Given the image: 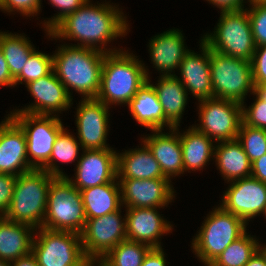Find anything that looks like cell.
I'll list each match as a JSON object with an SVG mask.
<instances>
[{
    "label": "cell",
    "mask_w": 266,
    "mask_h": 266,
    "mask_svg": "<svg viewBox=\"0 0 266 266\" xmlns=\"http://www.w3.org/2000/svg\"><path fill=\"white\" fill-rule=\"evenodd\" d=\"M93 5L88 0L74 13L67 15L50 32L49 38L77 40L73 46L88 47L104 53H113L121 49H107L108 42L127 35L128 21L118 6L107 3ZM99 45V46H98Z\"/></svg>",
    "instance_id": "1"
},
{
    "label": "cell",
    "mask_w": 266,
    "mask_h": 266,
    "mask_svg": "<svg viewBox=\"0 0 266 266\" xmlns=\"http://www.w3.org/2000/svg\"><path fill=\"white\" fill-rule=\"evenodd\" d=\"M105 54L96 49L70 44L58 47L53 54V71L70 97L72 89L83 95L82 99H96L101 86Z\"/></svg>",
    "instance_id": "2"
},
{
    "label": "cell",
    "mask_w": 266,
    "mask_h": 266,
    "mask_svg": "<svg viewBox=\"0 0 266 266\" xmlns=\"http://www.w3.org/2000/svg\"><path fill=\"white\" fill-rule=\"evenodd\" d=\"M148 69L126 50L106 53L101 73V86L96 97L106 106L129 104L148 82Z\"/></svg>",
    "instance_id": "3"
},
{
    "label": "cell",
    "mask_w": 266,
    "mask_h": 266,
    "mask_svg": "<svg viewBox=\"0 0 266 266\" xmlns=\"http://www.w3.org/2000/svg\"><path fill=\"white\" fill-rule=\"evenodd\" d=\"M55 178L37 169L17 176L10 207L4 217L35 229L41 228L46 215L49 187Z\"/></svg>",
    "instance_id": "4"
},
{
    "label": "cell",
    "mask_w": 266,
    "mask_h": 266,
    "mask_svg": "<svg viewBox=\"0 0 266 266\" xmlns=\"http://www.w3.org/2000/svg\"><path fill=\"white\" fill-rule=\"evenodd\" d=\"M247 225L238 216L218 206L204 219L191 247L198 259L209 266L229 244L246 232Z\"/></svg>",
    "instance_id": "5"
},
{
    "label": "cell",
    "mask_w": 266,
    "mask_h": 266,
    "mask_svg": "<svg viewBox=\"0 0 266 266\" xmlns=\"http://www.w3.org/2000/svg\"><path fill=\"white\" fill-rule=\"evenodd\" d=\"M86 220L79 192L66 177H56L49 187L42 227L81 234Z\"/></svg>",
    "instance_id": "6"
},
{
    "label": "cell",
    "mask_w": 266,
    "mask_h": 266,
    "mask_svg": "<svg viewBox=\"0 0 266 266\" xmlns=\"http://www.w3.org/2000/svg\"><path fill=\"white\" fill-rule=\"evenodd\" d=\"M214 33L202 40L218 53L250 61L256 49L247 10L221 12Z\"/></svg>",
    "instance_id": "7"
},
{
    "label": "cell",
    "mask_w": 266,
    "mask_h": 266,
    "mask_svg": "<svg viewBox=\"0 0 266 266\" xmlns=\"http://www.w3.org/2000/svg\"><path fill=\"white\" fill-rule=\"evenodd\" d=\"M213 97L244 104L246 95L254 93L251 62L210 49Z\"/></svg>",
    "instance_id": "8"
},
{
    "label": "cell",
    "mask_w": 266,
    "mask_h": 266,
    "mask_svg": "<svg viewBox=\"0 0 266 266\" xmlns=\"http://www.w3.org/2000/svg\"><path fill=\"white\" fill-rule=\"evenodd\" d=\"M10 117L25 134L30 167L42 170L50 160L53 144L58 134L64 129L60 118L55 115L24 112H10Z\"/></svg>",
    "instance_id": "9"
},
{
    "label": "cell",
    "mask_w": 266,
    "mask_h": 266,
    "mask_svg": "<svg viewBox=\"0 0 266 266\" xmlns=\"http://www.w3.org/2000/svg\"><path fill=\"white\" fill-rule=\"evenodd\" d=\"M38 231L31 253L39 266H75L85 257L80 234L43 227Z\"/></svg>",
    "instance_id": "10"
},
{
    "label": "cell",
    "mask_w": 266,
    "mask_h": 266,
    "mask_svg": "<svg viewBox=\"0 0 266 266\" xmlns=\"http://www.w3.org/2000/svg\"><path fill=\"white\" fill-rule=\"evenodd\" d=\"M199 102L198 126L193 127L215 142L238 137L242 122V104L233 100L210 98Z\"/></svg>",
    "instance_id": "11"
},
{
    "label": "cell",
    "mask_w": 266,
    "mask_h": 266,
    "mask_svg": "<svg viewBox=\"0 0 266 266\" xmlns=\"http://www.w3.org/2000/svg\"><path fill=\"white\" fill-rule=\"evenodd\" d=\"M121 208L101 217L87 219L81 232V243L85 256L102 259L112 248L126 240V216Z\"/></svg>",
    "instance_id": "12"
},
{
    "label": "cell",
    "mask_w": 266,
    "mask_h": 266,
    "mask_svg": "<svg viewBox=\"0 0 266 266\" xmlns=\"http://www.w3.org/2000/svg\"><path fill=\"white\" fill-rule=\"evenodd\" d=\"M220 206L247 224L266 207V183L253 177L230 181Z\"/></svg>",
    "instance_id": "13"
},
{
    "label": "cell",
    "mask_w": 266,
    "mask_h": 266,
    "mask_svg": "<svg viewBox=\"0 0 266 266\" xmlns=\"http://www.w3.org/2000/svg\"><path fill=\"white\" fill-rule=\"evenodd\" d=\"M76 112L78 141L83 150L112 149L107 145L109 106L97 99H82Z\"/></svg>",
    "instance_id": "14"
},
{
    "label": "cell",
    "mask_w": 266,
    "mask_h": 266,
    "mask_svg": "<svg viewBox=\"0 0 266 266\" xmlns=\"http://www.w3.org/2000/svg\"><path fill=\"white\" fill-rule=\"evenodd\" d=\"M75 180L66 176L77 192L117 180V153L114 149L84 150L77 160Z\"/></svg>",
    "instance_id": "15"
},
{
    "label": "cell",
    "mask_w": 266,
    "mask_h": 266,
    "mask_svg": "<svg viewBox=\"0 0 266 266\" xmlns=\"http://www.w3.org/2000/svg\"><path fill=\"white\" fill-rule=\"evenodd\" d=\"M122 207L164 208L175 198L171 179H117Z\"/></svg>",
    "instance_id": "16"
},
{
    "label": "cell",
    "mask_w": 266,
    "mask_h": 266,
    "mask_svg": "<svg viewBox=\"0 0 266 266\" xmlns=\"http://www.w3.org/2000/svg\"><path fill=\"white\" fill-rule=\"evenodd\" d=\"M35 104L31 103L22 109H15L10 112H24L37 115H52L60 111L68 110L73 104L66 87L52 70L48 75L26 84Z\"/></svg>",
    "instance_id": "17"
},
{
    "label": "cell",
    "mask_w": 266,
    "mask_h": 266,
    "mask_svg": "<svg viewBox=\"0 0 266 266\" xmlns=\"http://www.w3.org/2000/svg\"><path fill=\"white\" fill-rule=\"evenodd\" d=\"M1 122L0 173L19 176L33 170L27 157L26 137L22 128L10 117Z\"/></svg>",
    "instance_id": "18"
},
{
    "label": "cell",
    "mask_w": 266,
    "mask_h": 266,
    "mask_svg": "<svg viewBox=\"0 0 266 266\" xmlns=\"http://www.w3.org/2000/svg\"><path fill=\"white\" fill-rule=\"evenodd\" d=\"M200 49L201 54L190 50L183 58L178 67L181 78L174 75L184 85L187 93L191 92L198 101L213 98L210 48L202 39Z\"/></svg>",
    "instance_id": "19"
},
{
    "label": "cell",
    "mask_w": 266,
    "mask_h": 266,
    "mask_svg": "<svg viewBox=\"0 0 266 266\" xmlns=\"http://www.w3.org/2000/svg\"><path fill=\"white\" fill-rule=\"evenodd\" d=\"M157 210L159 209L126 208V240L144 243L151 248H162L158 240L164 234L172 232L173 225L162 218Z\"/></svg>",
    "instance_id": "20"
},
{
    "label": "cell",
    "mask_w": 266,
    "mask_h": 266,
    "mask_svg": "<svg viewBox=\"0 0 266 266\" xmlns=\"http://www.w3.org/2000/svg\"><path fill=\"white\" fill-rule=\"evenodd\" d=\"M169 130V133L152 130L153 133L142 138V142L148 146L160 164L163 175L170 179L183 174L184 166L179 127Z\"/></svg>",
    "instance_id": "21"
},
{
    "label": "cell",
    "mask_w": 266,
    "mask_h": 266,
    "mask_svg": "<svg viewBox=\"0 0 266 266\" xmlns=\"http://www.w3.org/2000/svg\"><path fill=\"white\" fill-rule=\"evenodd\" d=\"M178 29H170L153 36L149 42L151 63L161 72V76H174L173 73L189 52L184 46V36Z\"/></svg>",
    "instance_id": "22"
},
{
    "label": "cell",
    "mask_w": 266,
    "mask_h": 266,
    "mask_svg": "<svg viewBox=\"0 0 266 266\" xmlns=\"http://www.w3.org/2000/svg\"><path fill=\"white\" fill-rule=\"evenodd\" d=\"M141 143L142 148L117 153V179H169L148 146Z\"/></svg>",
    "instance_id": "23"
},
{
    "label": "cell",
    "mask_w": 266,
    "mask_h": 266,
    "mask_svg": "<svg viewBox=\"0 0 266 266\" xmlns=\"http://www.w3.org/2000/svg\"><path fill=\"white\" fill-rule=\"evenodd\" d=\"M36 229L0 217V259L12 262L31 254Z\"/></svg>",
    "instance_id": "24"
},
{
    "label": "cell",
    "mask_w": 266,
    "mask_h": 266,
    "mask_svg": "<svg viewBox=\"0 0 266 266\" xmlns=\"http://www.w3.org/2000/svg\"><path fill=\"white\" fill-rule=\"evenodd\" d=\"M216 166L228 182L251 177V165L241 142L233 140L217 142L214 148Z\"/></svg>",
    "instance_id": "25"
},
{
    "label": "cell",
    "mask_w": 266,
    "mask_h": 266,
    "mask_svg": "<svg viewBox=\"0 0 266 266\" xmlns=\"http://www.w3.org/2000/svg\"><path fill=\"white\" fill-rule=\"evenodd\" d=\"M157 82L156 86L151 85L157 93L166 117V127H178L187 104V91L175 76H160Z\"/></svg>",
    "instance_id": "26"
},
{
    "label": "cell",
    "mask_w": 266,
    "mask_h": 266,
    "mask_svg": "<svg viewBox=\"0 0 266 266\" xmlns=\"http://www.w3.org/2000/svg\"><path fill=\"white\" fill-rule=\"evenodd\" d=\"M133 118L142 126L152 130H164L166 117L157 93L151 85L150 77L148 82L139 90L128 104Z\"/></svg>",
    "instance_id": "27"
},
{
    "label": "cell",
    "mask_w": 266,
    "mask_h": 266,
    "mask_svg": "<svg viewBox=\"0 0 266 266\" xmlns=\"http://www.w3.org/2000/svg\"><path fill=\"white\" fill-rule=\"evenodd\" d=\"M79 194L87 219L113 213L122 206L121 189L117 180L83 189Z\"/></svg>",
    "instance_id": "28"
},
{
    "label": "cell",
    "mask_w": 266,
    "mask_h": 266,
    "mask_svg": "<svg viewBox=\"0 0 266 266\" xmlns=\"http://www.w3.org/2000/svg\"><path fill=\"white\" fill-rule=\"evenodd\" d=\"M184 172L204 168L214 156V141L193 126L180 133Z\"/></svg>",
    "instance_id": "29"
},
{
    "label": "cell",
    "mask_w": 266,
    "mask_h": 266,
    "mask_svg": "<svg viewBox=\"0 0 266 266\" xmlns=\"http://www.w3.org/2000/svg\"><path fill=\"white\" fill-rule=\"evenodd\" d=\"M30 42L25 34L0 32V48L13 79L21 73L30 54L35 50Z\"/></svg>",
    "instance_id": "30"
},
{
    "label": "cell",
    "mask_w": 266,
    "mask_h": 266,
    "mask_svg": "<svg viewBox=\"0 0 266 266\" xmlns=\"http://www.w3.org/2000/svg\"><path fill=\"white\" fill-rule=\"evenodd\" d=\"M76 137L70 134L66 128H64L57 136L53 149L50 155L48 164L42 169L54 177H66L67 175L59 169L57 161L61 163H74L75 160H79V149L82 146L77 142ZM55 161V162H54Z\"/></svg>",
    "instance_id": "31"
},
{
    "label": "cell",
    "mask_w": 266,
    "mask_h": 266,
    "mask_svg": "<svg viewBox=\"0 0 266 266\" xmlns=\"http://www.w3.org/2000/svg\"><path fill=\"white\" fill-rule=\"evenodd\" d=\"M245 232L229 244L209 266H244L259 249V242Z\"/></svg>",
    "instance_id": "32"
},
{
    "label": "cell",
    "mask_w": 266,
    "mask_h": 266,
    "mask_svg": "<svg viewBox=\"0 0 266 266\" xmlns=\"http://www.w3.org/2000/svg\"><path fill=\"white\" fill-rule=\"evenodd\" d=\"M151 247L147 244L124 240L112 248L102 259L104 266H141Z\"/></svg>",
    "instance_id": "33"
},
{
    "label": "cell",
    "mask_w": 266,
    "mask_h": 266,
    "mask_svg": "<svg viewBox=\"0 0 266 266\" xmlns=\"http://www.w3.org/2000/svg\"><path fill=\"white\" fill-rule=\"evenodd\" d=\"M53 70V55L34 50L27 59L21 73L14 79L17 84L30 83L48 75ZM24 82V83H23Z\"/></svg>",
    "instance_id": "34"
},
{
    "label": "cell",
    "mask_w": 266,
    "mask_h": 266,
    "mask_svg": "<svg viewBox=\"0 0 266 266\" xmlns=\"http://www.w3.org/2000/svg\"><path fill=\"white\" fill-rule=\"evenodd\" d=\"M237 139L251 163L266 154V130L241 122Z\"/></svg>",
    "instance_id": "35"
},
{
    "label": "cell",
    "mask_w": 266,
    "mask_h": 266,
    "mask_svg": "<svg viewBox=\"0 0 266 266\" xmlns=\"http://www.w3.org/2000/svg\"><path fill=\"white\" fill-rule=\"evenodd\" d=\"M247 9L256 46L266 45V4L250 5Z\"/></svg>",
    "instance_id": "36"
},
{
    "label": "cell",
    "mask_w": 266,
    "mask_h": 266,
    "mask_svg": "<svg viewBox=\"0 0 266 266\" xmlns=\"http://www.w3.org/2000/svg\"><path fill=\"white\" fill-rule=\"evenodd\" d=\"M253 95H256V99L249 108L242 104V122L266 130V103L255 92Z\"/></svg>",
    "instance_id": "37"
},
{
    "label": "cell",
    "mask_w": 266,
    "mask_h": 266,
    "mask_svg": "<svg viewBox=\"0 0 266 266\" xmlns=\"http://www.w3.org/2000/svg\"><path fill=\"white\" fill-rule=\"evenodd\" d=\"M53 7H56L60 12L53 16L52 19L44 20L46 33L50 32L61 20H63L67 15L74 13L88 0H49Z\"/></svg>",
    "instance_id": "38"
},
{
    "label": "cell",
    "mask_w": 266,
    "mask_h": 266,
    "mask_svg": "<svg viewBox=\"0 0 266 266\" xmlns=\"http://www.w3.org/2000/svg\"><path fill=\"white\" fill-rule=\"evenodd\" d=\"M41 4V0H1L0 9L9 14L16 11L23 14V16L34 17L39 14Z\"/></svg>",
    "instance_id": "39"
},
{
    "label": "cell",
    "mask_w": 266,
    "mask_h": 266,
    "mask_svg": "<svg viewBox=\"0 0 266 266\" xmlns=\"http://www.w3.org/2000/svg\"><path fill=\"white\" fill-rule=\"evenodd\" d=\"M251 67L254 86L266 85V45L256 46Z\"/></svg>",
    "instance_id": "40"
},
{
    "label": "cell",
    "mask_w": 266,
    "mask_h": 266,
    "mask_svg": "<svg viewBox=\"0 0 266 266\" xmlns=\"http://www.w3.org/2000/svg\"><path fill=\"white\" fill-rule=\"evenodd\" d=\"M16 179L14 175L0 173V217H4L10 207Z\"/></svg>",
    "instance_id": "41"
},
{
    "label": "cell",
    "mask_w": 266,
    "mask_h": 266,
    "mask_svg": "<svg viewBox=\"0 0 266 266\" xmlns=\"http://www.w3.org/2000/svg\"><path fill=\"white\" fill-rule=\"evenodd\" d=\"M162 248H151L145 255L141 266H167Z\"/></svg>",
    "instance_id": "42"
},
{
    "label": "cell",
    "mask_w": 266,
    "mask_h": 266,
    "mask_svg": "<svg viewBox=\"0 0 266 266\" xmlns=\"http://www.w3.org/2000/svg\"><path fill=\"white\" fill-rule=\"evenodd\" d=\"M217 6L221 12L240 11L244 9L245 0H206ZM250 3V0H248Z\"/></svg>",
    "instance_id": "43"
},
{
    "label": "cell",
    "mask_w": 266,
    "mask_h": 266,
    "mask_svg": "<svg viewBox=\"0 0 266 266\" xmlns=\"http://www.w3.org/2000/svg\"><path fill=\"white\" fill-rule=\"evenodd\" d=\"M251 177L266 183V154L252 162Z\"/></svg>",
    "instance_id": "44"
},
{
    "label": "cell",
    "mask_w": 266,
    "mask_h": 266,
    "mask_svg": "<svg viewBox=\"0 0 266 266\" xmlns=\"http://www.w3.org/2000/svg\"><path fill=\"white\" fill-rule=\"evenodd\" d=\"M0 86L14 87L15 80L12 78L4 54L0 48Z\"/></svg>",
    "instance_id": "45"
},
{
    "label": "cell",
    "mask_w": 266,
    "mask_h": 266,
    "mask_svg": "<svg viewBox=\"0 0 266 266\" xmlns=\"http://www.w3.org/2000/svg\"><path fill=\"white\" fill-rule=\"evenodd\" d=\"M11 266H39L35 257L31 254L10 262Z\"/></svg>",
    "instance_id": "46"
},
{
    "label": "cell",
    "mask_w": 266,
    "mask_h": 266,
    "mask_svg": "<svg viewBox=\"0 0 266 266\" xmlns=\"http://www.w3.org/2000/svg\"><path fill=\"white\" fill-rule=\"evenodd\" d=\"M244 266H266L264 254L258 249Z\"/></svg>",
    "instance_id": "47"
},
{
    "label": "cell",
    "mask_w": 266,
    "mask_h": 266,
    "mask_svg": "<svg viewBox=\"0 0 266 266\" xmlns=\"http://www.w3.org/2000/svg\"><path fill=\"white\" fill-rule=\"evenodd\" d=\"M96 262L98 264H96ZM101 263V260L95 257L85 256L80 262H78L75 266H96Z\"/></svg>",
    "instance_id": "48"
},
{
    "label": "cell",
    "mask_w": 266,
    "mask_h": 266,
    "mask_svg": "<svg viewBox=\"0 0 266 266\" xmlns=\"http://www.w3.org/2000/svg\"><path fill=\"white\" fill-rule=\"evenodd\" d=\"M254 92L266 103V85L254 86Z\"/></svg>",
    "instance_id": "49"
},
{
    "label": "cell",
    "mask_w": 266,
    "mask_h": 266,
    "mask_svg": "<svg viewBox=\"0 0 266 266\" xmlns=\"http://www.w3.org/2000/svg\"><path fill=\"white\" fill-rule=\"evenodd\" d=\"M254 4H266V0H250L249 5H254Z\"/></svg>",
    "instance_id": "50"
},
{
    "label": "cell",
    "mask_w": 266,
    "mask_h": 266,
    "mask_svg": "<svg viewBox=\"0 0 266 266\" xmlns=\"http://www.w3.org/2000/svg\"><path fill=\"white\" fill-rule=\"evenodd\" d=\"M0 266H11L9 261L1 260L0 259Z\"/></svg>",
    "instance_id": "51"
},
{
    "label": "cell",
    "mask_w": 266,
    "mask_h": 266,
    "mask_svg": "<svg viewBox=\"0 0 266 266\" xmlns=\"http://www.w3.org/2000/svg\"><path fill=\"white\" fill-rule=\"evenodd\" d=\"M259 250L264 254V257L266 259V246L264 245V247H263V245L262 246L260 245Z\"/></svg>",
    "instance_id": "52"
},
{
    "label": "cell",
    "mask_w": 266,
    "mask_h": 266,
    "mask_svg": "<svg viewBox=\"0 0 266 266\" xmlns=\"http://www.w3.org/2000/svg\"><path fill=\"white\" fill-rule=\"evenodd\" d=\"M262 214L265 215V218H266V207L264 208Z\"/></svg>",
    "instance_id": "53"
},
{
    "label": "cell",
    "mask_w": 266,
    "mask_h": 266,
    "mask_svg": "<svg viewBox=\"0 0 266 266\" xmlns=\"http://www.w3.org/2000/svg\"><path fill=\"white\" fill-rule=\"evenodd\" d=\"M0 139H1V123H0Z\"/></svg>",
    "instance_id": "54"
}]
</instances>
